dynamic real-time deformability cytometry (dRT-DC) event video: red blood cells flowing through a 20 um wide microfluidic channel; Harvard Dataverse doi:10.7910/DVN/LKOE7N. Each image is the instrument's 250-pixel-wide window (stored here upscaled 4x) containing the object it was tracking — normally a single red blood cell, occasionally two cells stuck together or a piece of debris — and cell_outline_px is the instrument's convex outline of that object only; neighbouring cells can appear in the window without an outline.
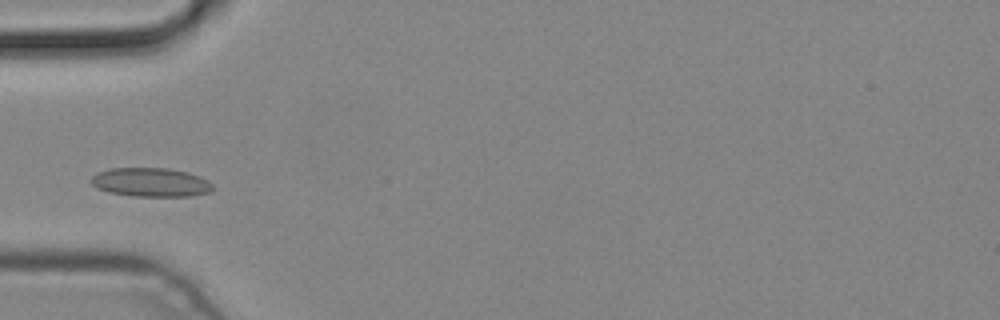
{"species": "common noctule bat (a hibernating species)", "species_latin": "Nyctalus noctula", "temperature_condition": "cold", "stored_images_in_passage": 4, "camera_frame_rate_fps": 3000, "um_per_image_px": 0.085, "animal": {"sex": "male", "body_mass_g": 19.2, "forearm_length_mm": 51.8}, "frame": {"image": 1, "passage_image": 4, "time_ms": 1.0, "image_size_px": [1000, 320], "cell_outline_px": [[216, 188], [208, 192], [192, 196], [132, 196], [108, 192], [96, 188], [88, 180], [96, 172], [108, 168], [168, 168], [188, 172], [200, 176], [208, 180]], "centroid_in_image_um": [12.79, 15.49], "position_along_channel_um": 72.2, "area_um2": 20.81}}